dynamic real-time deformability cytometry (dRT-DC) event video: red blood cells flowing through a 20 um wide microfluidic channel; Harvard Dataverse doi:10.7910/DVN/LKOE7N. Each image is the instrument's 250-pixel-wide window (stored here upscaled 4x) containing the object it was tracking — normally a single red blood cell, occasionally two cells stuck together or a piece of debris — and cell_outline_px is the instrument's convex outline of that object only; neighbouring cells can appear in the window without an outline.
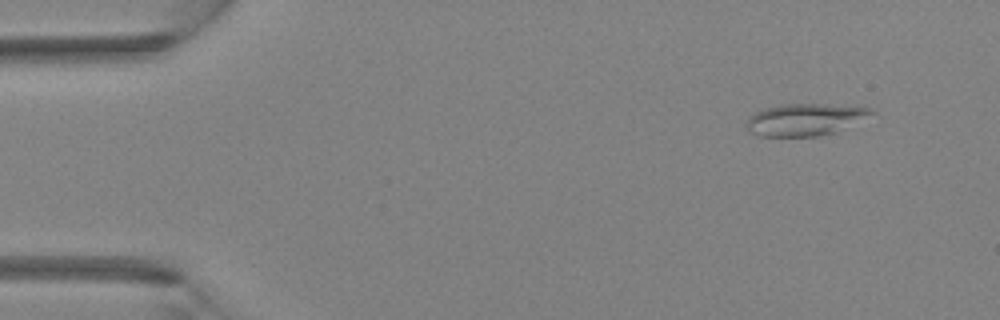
{"species": "Egyptian fruit bat (a non-hibernating species)", "species_latin": "Rousettus aegyptiacus", "temperature_condition": "room temperature", "stored_images_in_passage": 4, "camera_frame_rate_fps": 3000, "um_per_image_px": 0.085, "animal": {"sex": "female"}, "frame": {"image": 1, "passage_image": 1, "time_ms": 0.0, "image_size_px": [1000, 320], "cell_outline_px": [[876, 112], [836, 132], [820, 136], [760, 136], [748, 132], [744, 128], [748, 116], [764, 108], [780, 104], [828, 104], [868, 108]], "centroid_in_image_um": [68.33, 10.17], "position_along_channel_um": 16.7, "area_um2": 23.29}}